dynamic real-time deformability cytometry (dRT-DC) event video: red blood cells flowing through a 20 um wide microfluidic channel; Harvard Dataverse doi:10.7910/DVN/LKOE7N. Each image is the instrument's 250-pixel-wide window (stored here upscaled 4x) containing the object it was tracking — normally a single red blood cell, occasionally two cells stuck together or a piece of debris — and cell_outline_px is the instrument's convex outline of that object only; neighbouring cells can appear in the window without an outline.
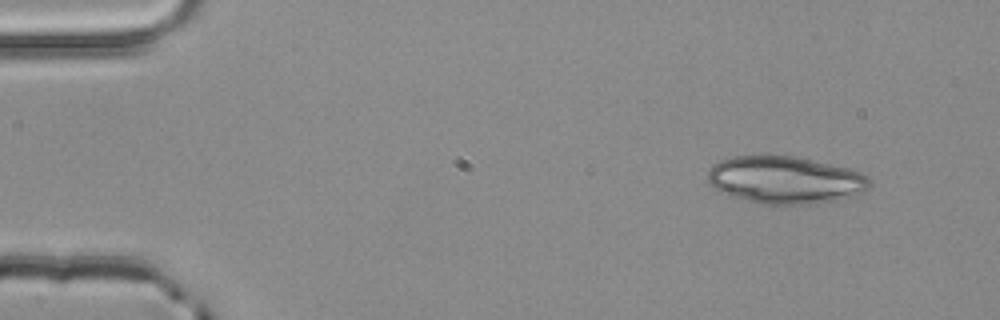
{"species": "common noctule bat (a hibernating species)", "species_latin": "Nyctalus noctula", "temperature_condition": "room temperature", "stored_images_in_passage": 4, "segment_of_instrument_passage": [1, 2], "camera_frame_rate_fps": 3000, "um_per_image_px": 0.085, "animal": {"sex": "male", "body_mass_g": 20.4}, "frame": {"image": 1, "passage_image": 1, "time_ms": 0.0, "image_size_px": [1000, 320], "cell_outline_px": [[872, 184], [868, 188], [852, 196], [836, 200], [808, 204], [760, 204], [728, 196], [720, 192], [708, 184], [708, 172], [712, 164], [720, 160], [732, 156], [792, 156], [848, 168], [860, 172], [868, 176]], "centroid_in_image_um": [66.69, 15.3], "position_along_channel_um": 18.3, "area_um2": 44.74}}